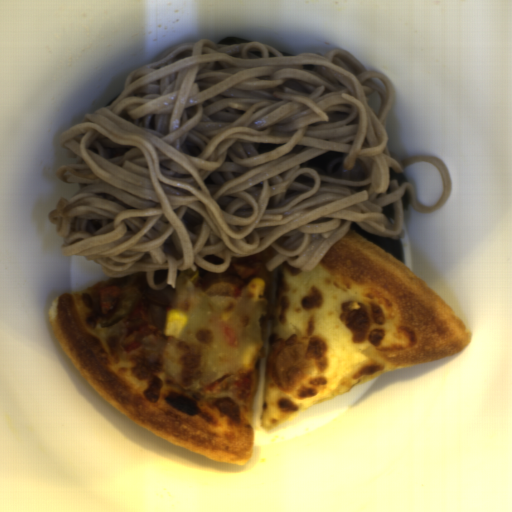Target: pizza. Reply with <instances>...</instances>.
Masks as SVG:
<instances>
[{"label":"pizza","instance_id":"dd6c1bee","mask_svg":"<svg viewBox=\"0 0 512 512\" xmlns=\"http://www.w3.org/2000/svg\"><path fill=\"white\" fill-rule=\"evenodd\" d=\"M121 288L101 313L98 292ZM146 271L63 292L47 314L67 356L96 394L165 441L213 462L252 461L254 408L271 431L303 410L388 371L465 349L472 333L454 308L402 262L349 226L313 270L284 262L262 291L261 354L246 373L185 390L161 363L122 343L132 311L106 327L127 295L144 301Z\"/></svg>","mask_w":512,"mask_h":512},{"label":"pizza","instance_id":"d2c48207","mask_svg":"<svg viewBox=\"0 0 512 512\" xmlns=\"http://www.w3.org/2000/svg\"><path fill=\"white\" fill-rule=\"evenodd\" d=\"M169 276V273L167 271V269H156L154 271V277H153V282L155 285H161L163 284L167 278Z\"/></svg>","mask_w":512,"mask_h":512},{"label":"pizza","instance_id":"a15fb73a","mask_svg":"<svg viewBox=\"0 0 512 512\" xmlns=\"http://www.w3.org/2000/svg\"><path fill=\"white\" fill-rule=\"evenodd\" d=\"M202 259H203V261H206L208 263L215 264V265L223 264V262H224V258L215 256L212 254L206 255V256L202 257Z\"/></svg>","mask_w":512,"mask_h":512},{"label":"pizza","instance_id":"a6f56289","mask_svg":"<svg viewBox=\"0 0 512 512\" xmlns=\"http://www.w3.org/2000/svg\"><path fill=\"white\" fill-rule=\"evenodd\" d=\"M196 270L198 271L199 275H203L204 273L208 272L207 270H205L203 267H201L200 265L198 267H196Z\"/></svg>","mask_w":512,"mask_h":512}]
</instances>
